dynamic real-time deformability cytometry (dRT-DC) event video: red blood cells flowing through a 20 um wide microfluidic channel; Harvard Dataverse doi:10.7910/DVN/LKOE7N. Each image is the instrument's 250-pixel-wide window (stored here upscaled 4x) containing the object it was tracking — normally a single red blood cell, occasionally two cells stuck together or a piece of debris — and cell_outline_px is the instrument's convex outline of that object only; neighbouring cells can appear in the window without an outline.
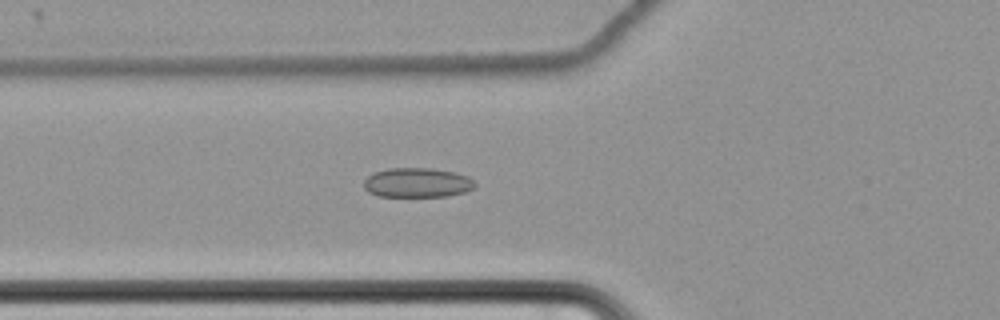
{"species": "common noctule bat (a hibernating species)", "species_latin": "Nyctalus noctula", "temperature_condition": "cold", "stored_images_in_passage": 64, "camera_frame_rate_fps": 3000, "um_per_image_px": 0.085, "animal": {"sex": "female", "body_mass_g": 22.7, "forearm_length_mm": 54.2}, "frame": {"image": 1, "passage_image": 27, "time_ms": 8.667, "image_size_px": [1000, 320], "cell_outline_px": [[476, 184], [472, 188], [464, 192], [448, 196], [380, 196], [368, 192], [364, 188], [364, 180], [368, 176], [376, 172], [388, 168], [432, 168], [456, 172], [468, 176]], "centroid_in_image_um": [35.47, 15.52], "position_along_channel_um": 90.3, "area_um2": 19.07}}
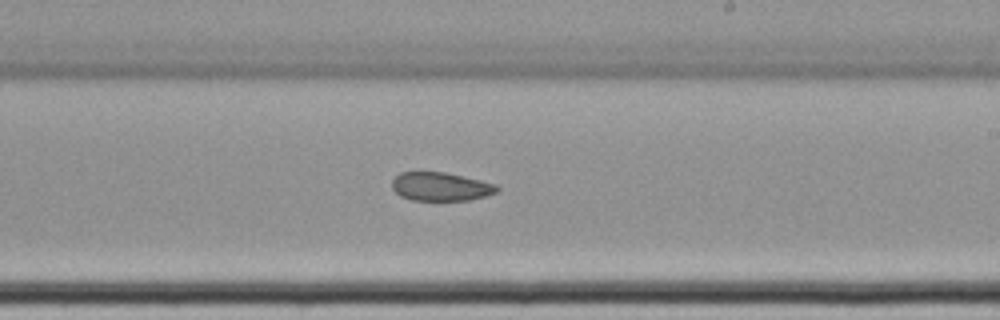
{"frame": {"image": 2, "passage_image": 41, "time_ms": 13.333, "image_size_px": [1000, 320], "cell_outline_px": [[500, 188], [496, 192], [484, 196], [468, 200], [412, 200], [400, 196], [392, 188], [392, 180], [400, 172], [444, 172], [480, 180], [496, 184]], "centroid_in_image_um": [37.44, 15.86], "position_along_channel_um": 251.6, "area_um2": 17.34}}
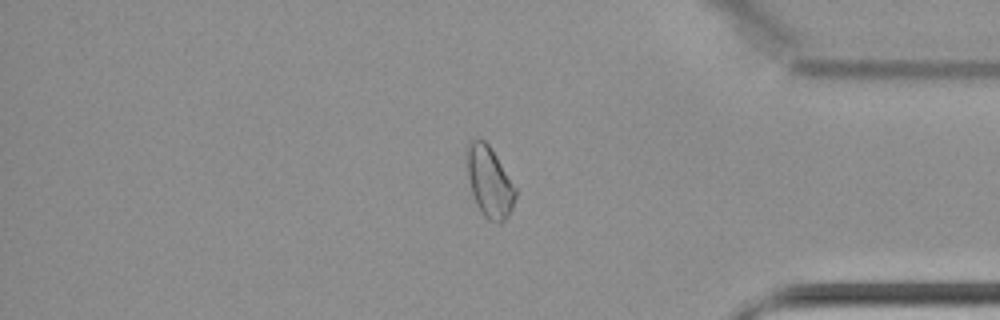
{"frame": {"image": 3, "passage_image": 55, "time_ms": 18.0, "image_size_px": [1000, 320], "cell_outline_px": [[516, 196], [512, 208], [508, 216], [500, 224], [488, 220], [480, 212], [476, 204], [472, 192], [468, 176], [464, 148], [472, 140], [484, 140], [492, 148], [516, 188]], "centroid_in_image_um": [41.59, 15.45], "position_along_channel_um": 393.6, "area_um2": 20.23}, "authors_computed_cell_mechanics": {"area_um2": 20.0566, "velocity_mm_per_s": 3.4617, "shape_relaxation_time_tau1_ms": null, "shape_relaxation_time_tau2_ms": 4.9403, "deformation_change_tau1": null, "deformation_change_tau2": 0.0914}}